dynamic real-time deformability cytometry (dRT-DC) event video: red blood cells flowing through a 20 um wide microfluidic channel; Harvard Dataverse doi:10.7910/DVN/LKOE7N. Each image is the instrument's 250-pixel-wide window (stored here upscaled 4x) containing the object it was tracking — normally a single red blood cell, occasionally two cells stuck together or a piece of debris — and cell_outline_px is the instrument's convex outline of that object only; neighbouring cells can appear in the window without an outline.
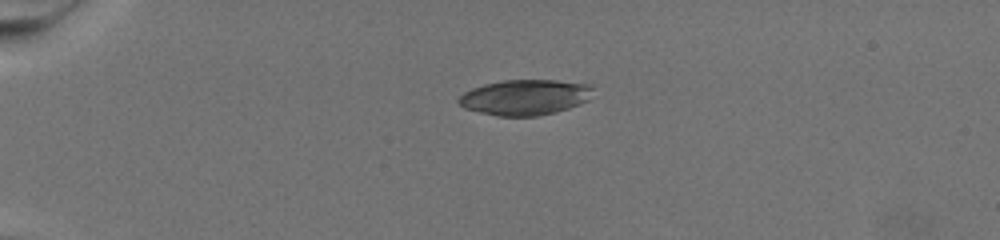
{"species": "common noctule bat (a hibernating species)", "species_latin": "Nyctalus noctula", "temperature_condition": "warm", "stored_images_in_passage": 56, "camera_frame_rate_fps": 3000, "um_per_image_px": 0.085, "animal": {"sex": "female", "body_mass_g": 19.5, "forearm_length_mm": 54.1}, "frame": {"image": 1, "passage_image": 1, "time_ms": 0.0, "image_size_px": [1000, 240], "cell_outline_px": [[592, 88], [588, 100], [580, 104], [556, 112], [536, 116], [496, 116], [464, 108], [456, 100], [464, 92], [472, 88], [484, 84], [504, 80], [556, 80], [588, 84]], "centroid_in_image_um": [44.6, 8.27], "position_along_channel_um": 40.4, "area_um2": 27.69}}
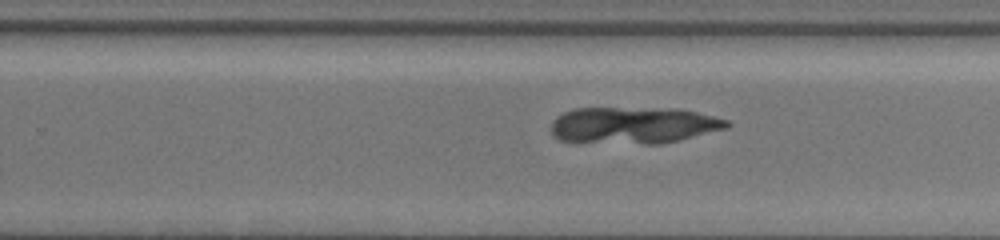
{"frame": {"image": 2, "passage_image": 32, "time_ms": 10.333, "image_size_px": [1000, 240], "cell_outline_px": [[732, 124], [728, 128], [680, 140], [660, 144], [644, 144], [560, 140], [552, 132], [552, 124], [564, 112], [576, 108], [676, 108], [696, 112], [728, 120]], "centroid_in_image_um": [53.94, 10.64], "position_along_channel_um": 275.9, "area_um2": 37.28}}
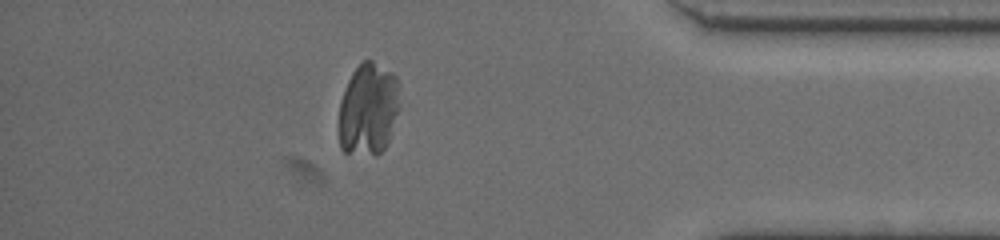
{"frame": {"image": 3, "passage_image": 48, "time_ms": 15.667, "image_size_px": [1000, 240], "cell_outline_px": [[400, 108], [388, 140], [384, 148], [376, 156], [344, 152], [340, 148], [336, 128], [340, 100], [348, 80], [352, 72], [364, 60], [372, 60], [392, 72], [396, 76], [400, 104]], "centroid_in_image_um": [31.27, 9.31], "position_along_channel_um": 403.9, "area_um2": 33.47}}